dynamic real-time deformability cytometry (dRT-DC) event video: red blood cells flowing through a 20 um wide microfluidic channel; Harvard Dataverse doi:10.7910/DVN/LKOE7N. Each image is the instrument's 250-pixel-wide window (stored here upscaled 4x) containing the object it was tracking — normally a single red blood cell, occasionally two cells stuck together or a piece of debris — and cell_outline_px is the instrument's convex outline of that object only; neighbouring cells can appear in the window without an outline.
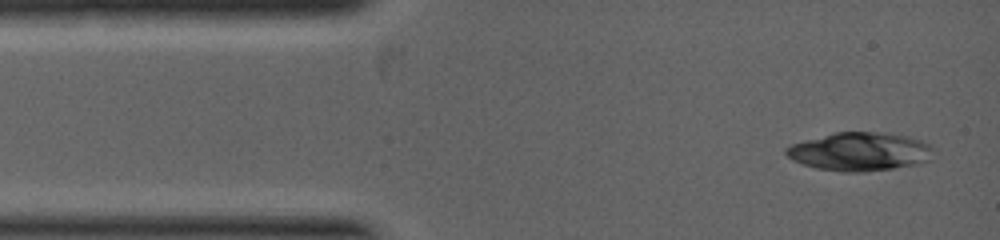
{"species": "common noctule bat (a hibernating species)", "species_latin": "Nyctalus noctula", "temperature_condition": "warm", "stored_images_in_passage": 3, "camera_frame_rate_fps": 5000, "um_per_image_px": 0.085, "animal": {"sex": "female", "body_mass_g": 19.0, "forearm_length_mm": 53.3}, "frame": {"image": 1, "passage_image": 1, "time_ms": 0.0, "image_size_px": [1000, 240], "cell_outline_px": [[932, 148], [916, 164], [892, 168], [860, 172], [844, 172], [816, 168], [792, 160], [784, 152], [784, 148], [792, 144], [832, 132], [888, 132], [908, 136], [920, 140], [928, 144]], "centroid_in_image_um": [72.96, 12.86], "position_along_channel_um": 12.0, "area_um2": 32.37}}